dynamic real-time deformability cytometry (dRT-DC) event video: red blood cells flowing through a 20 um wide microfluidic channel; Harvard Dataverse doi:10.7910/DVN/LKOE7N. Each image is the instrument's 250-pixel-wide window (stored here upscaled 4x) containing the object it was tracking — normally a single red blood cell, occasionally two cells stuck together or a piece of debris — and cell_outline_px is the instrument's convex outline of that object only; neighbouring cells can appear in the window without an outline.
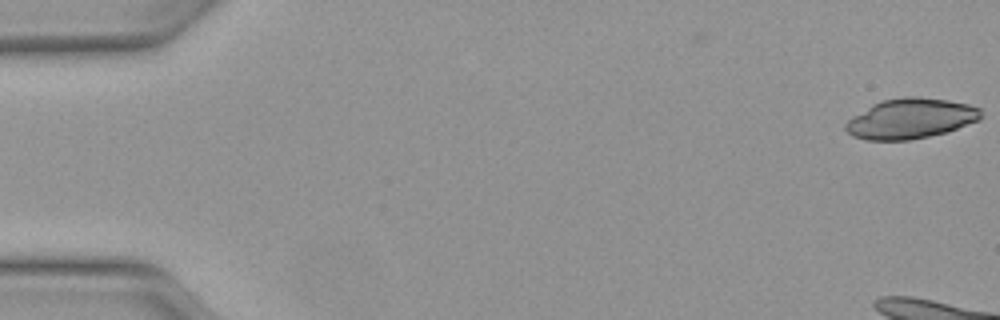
{"species": "Egyptian fruit bat (a non-hibernating species)", "species_latin": "Rousettus aegyptiacus", "temperature_condition": "warm", "stored_images_in_passage": 12, "camera_frame_rate_fps": 3000, "um_per_image_px": 0.085, "animal": {"sex": "female"}, "frame": {"image": 1, "passage_image": 1, "time_ms": 0.0, "image_size_px": [1000, 320], "cell_outline_px": [[984, 116], [980, 120], [948, 132], [908, 140], [868, 140], [852, 136], [844, 128], [844, 124], [852, 116], [872, 104], [884, 100], [904, 96], [916, 96], [948, 100], [968, 104], [980, 108]], "centroid_in_image_um": [77.42, 10.07], "position_along_channel_um": 7.6, "area_um2": 31.91}}